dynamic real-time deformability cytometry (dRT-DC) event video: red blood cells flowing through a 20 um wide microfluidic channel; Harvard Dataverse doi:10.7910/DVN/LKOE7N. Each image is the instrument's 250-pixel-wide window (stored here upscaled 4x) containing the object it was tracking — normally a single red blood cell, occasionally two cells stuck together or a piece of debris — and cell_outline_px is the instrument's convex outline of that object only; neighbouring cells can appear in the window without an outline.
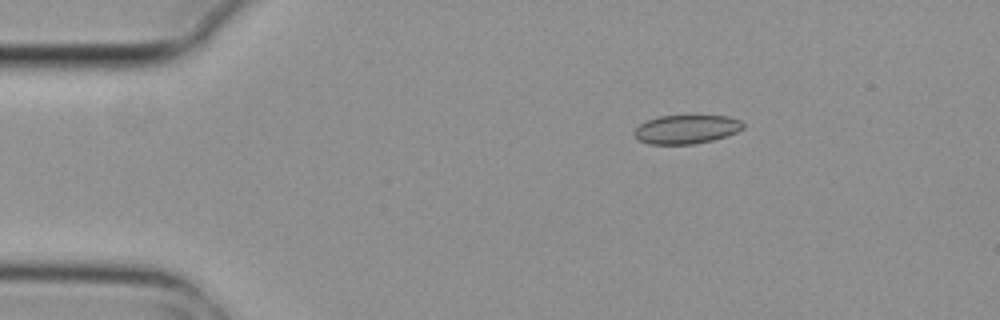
{"species": "common noctule bat (a hibernating species)", "species_latin": "Nyctalus noctula", "temperature_condition": "cold", "stored_images_in_passage": 4, "camera_frame_rate_fps": 3000, "um_per_image_px": 0.085, "animal": {"sex": "female", "body_mass_g": 29.2, "forearm_length_mm": 56.3}, "frame": {"image": 1, "passage_image": 1, "time_ms": 0.0, "image_size_px": [1000, 320], "cell_outline_px": [[744, 128], [728, 136], [696, 144], [648, 144], [640, 140], [632, 132], [640, 124], [648, 120], [660, 116], [728, 116], [740, 120], [744, 124]], "centroid_in_image_um": [58.36, 11.0], "position_along_channel_um": 26.6, "area_um2": 18.21}}